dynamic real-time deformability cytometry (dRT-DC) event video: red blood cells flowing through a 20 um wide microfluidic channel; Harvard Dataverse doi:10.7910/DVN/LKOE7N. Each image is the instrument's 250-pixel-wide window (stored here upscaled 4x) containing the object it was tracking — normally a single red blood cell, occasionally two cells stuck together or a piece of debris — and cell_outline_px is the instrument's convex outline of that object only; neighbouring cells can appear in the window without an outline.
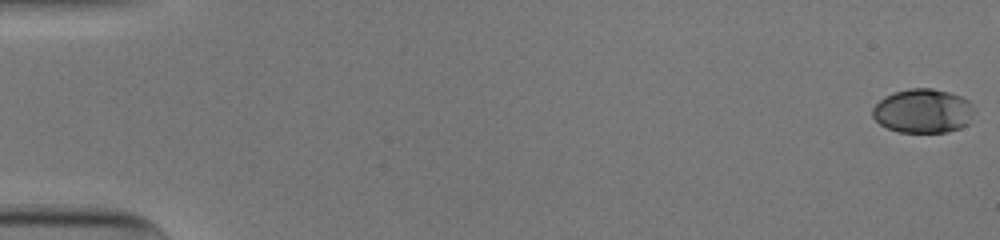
{"species": "human", "species_latin": "Homo sapiens", "temperature_condition": "cold", "stored_images_in_passage": 54, "camera_frame_rate_fps": 3000, "um_per_image_px": 0.085, "donor": {"sex": "male"}, "frame": {"image": 1, "passage_image": 1, "time_ms": 0.0, "image_size_px": [1000, 240], "cell_outline_px": [[976, 112], [968, 124], [960, 128], [948, 132], [896, 132], [880, 124], [872, 116], [872, 108], [884, 96], [892, 92], [908, 88], [932, 88], [948, 92], [960, 96], [968, 100], [976, 108]], "centroid_in_image_um": [78.48, 9.43], "position_along_channel_um": 6.5, "area_um2": 26.53}}
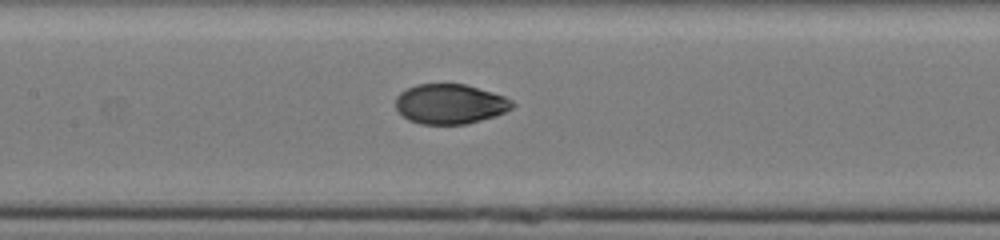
{"frame": {"image": 2, "passage_image": 27, "time_ms": 8.667, "image_size_px": [1000, 240], "cell_outline_px": [[516, 104], [512, 108], [496, 116], [464, 124], [420, 124], [408, 120], [396, 112], [396, 96], [400, 92], [416, 84], [464, 84], [492, 92], [504, 96], [512, 100]], "centroid_in_image_um": [38.23, 8.84], "position_along_channel_um": 169.2, "area_um2": 27.22}}
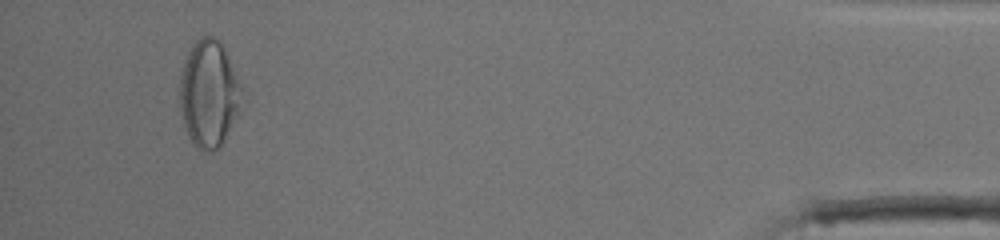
{"frame": {"image": 3, "passage_image": 51, "time_ms": 16.667, "image_size_px": [1000, 240], "cell_outline_px": [[240, 88], [236, 108], [224, 140], [220, 148], [208, 152], [204, 152], [196, 148], [192, 144], [188, 136], [184, 124], [180, 108], [180, 72], [184, 60], [188, 52], [196, 40], [200, 36], [212, 36], [224, 48]], "centroid_in_image_um": [17.65, 7.98], "position_along_channel_um": 417.5, "area_um2": 37.28}, "authors_computed_cell_mechanics": {"area_um2": 27.8885, "velocity_mm_per_s": 3.9201, "shape_relaxation_time_tau1_ms": 5.2302, "shape_relaxation_time_tau2_ms": 0.7899, "deformation_change_tau1": 0.1888, "deformation_change_tau2": 0.0389}}